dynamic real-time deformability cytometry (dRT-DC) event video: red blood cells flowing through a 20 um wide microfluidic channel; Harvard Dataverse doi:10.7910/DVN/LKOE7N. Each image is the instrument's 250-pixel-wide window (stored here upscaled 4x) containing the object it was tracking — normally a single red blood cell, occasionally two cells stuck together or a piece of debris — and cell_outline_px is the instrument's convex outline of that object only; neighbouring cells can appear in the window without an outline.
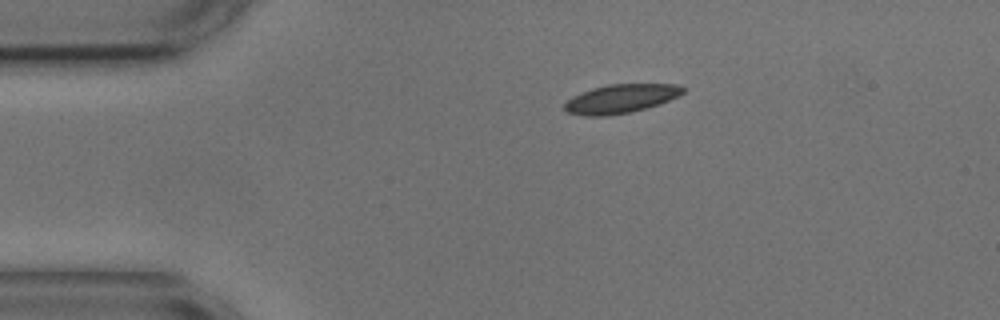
{"species": "common noctule bat (a hibernating species)", "species_latin": "Nyctalus noctula", "temperature_condition": "cold", "stored_images_in_passage": 3, "camera_frame_rate_fps": 3000, "um_per_image_px": 0.085, "animal": {"sex": "male", "body_mass_g": 17.9, "forearm_length_mm": 54.2}, "frame": {"image": 1, "passage_image": 1, "time_ms": 0.0, "image_size_px": [1000, 320], "cell_outline_px": [[688, 88], [680, 96], [660, 104], [628, 112], [604, 116], [584, 116], [568, 112], [564, 108], [564, 104], [572, 96], [592, 88], [608, 84], [680, 84]], "centroid_in_image_um": [52.82, 8.37], "position_along_channel_um": 32.2, "area_um2": 19.94}}
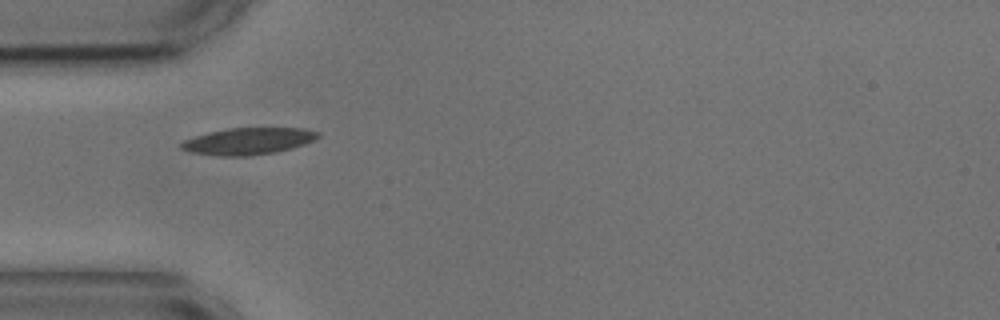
{"frame": {"image": 2, "passage_image": 2, "time_ms": 2.0, "image_size_px": [1000, 320], "cell_outline_px": [[320, 136], [316, 140], [304, 144], [276, 152], [248, 156], [220, 156], [192, 152], [180, 148], [180, 144], [184, 140], [208, 132], [228, 128], [304, 128], [320, 132]], "centroid_in_image_um": [21.13, 11.99], "position_along_channel_um": 63.9, "area_um2": 21.33}}